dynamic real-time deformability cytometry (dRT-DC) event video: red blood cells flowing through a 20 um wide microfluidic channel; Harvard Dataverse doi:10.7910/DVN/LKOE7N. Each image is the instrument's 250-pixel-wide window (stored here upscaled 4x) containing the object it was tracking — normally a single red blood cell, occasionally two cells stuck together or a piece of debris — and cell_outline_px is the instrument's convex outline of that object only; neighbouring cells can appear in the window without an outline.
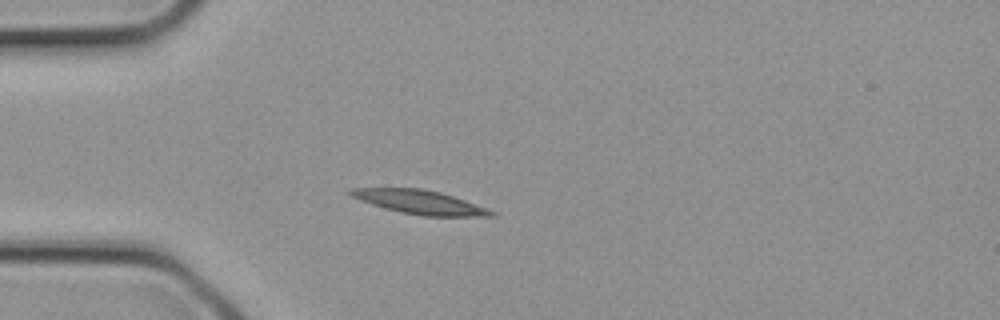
{"species": "common noctule bat (a hibernating species)", "species_latin": "Nyctalus noctula", "temperature_condition": "cold", "stored_images_in_passage": 1, "camera_frame_rate_fps": 3000, "um_per_image_px": 0.085, "animal": {"sex": "female", "body_mass_g": 21.9}, "frame": {"image": 1, "passage_image": 1, "time_ms": 0.0, "image_size_px": [1000, 320], "cell_outline_px": [[496, 216], [424, 216], [400, 212], [372, 204], [360, 200], [352, 196], [348, 192], [348, 188], [420, 188], [440, 192], [464, 200], [496, 212]], "centroid_in_image_um": [35.66, 17.17], "position_along_channel_um": 49.3, "area_um2": 19.25}}